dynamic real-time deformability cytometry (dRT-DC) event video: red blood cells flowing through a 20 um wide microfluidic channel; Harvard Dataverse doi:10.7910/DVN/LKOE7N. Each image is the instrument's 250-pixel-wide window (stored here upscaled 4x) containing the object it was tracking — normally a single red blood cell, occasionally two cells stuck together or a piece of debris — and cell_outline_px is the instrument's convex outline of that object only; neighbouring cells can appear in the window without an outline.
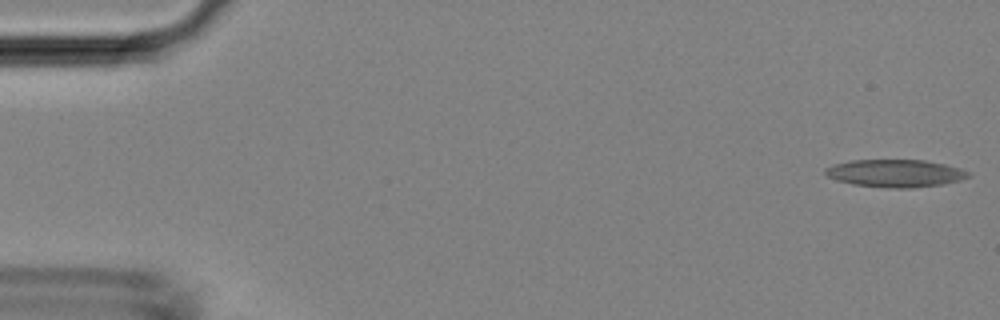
{"species": "Egyptian fruit bat (a non-hibernating species)", "species_latin": "Rousettus aegyptiacus", "temperature_condition": "room temperature", "stored_images_in_passage": 46, "camera_frame_rate_fps": 3000, "um_per_image_px": 0.085, "animal": {"sex": "female"}, "frame": {"image": 1, "passage_image": 1, "time_ms": 0.0, "image_size_px": [1000, 320], "cell_outline_px": [[972, 176], [960, 180], [944, 184], [912, 188], [892, 188], [852, 184], [836, 180], [828, 176], [824, 172], [824, 168], [832, 164], [848, 160], [924, 160], [944, 164], [960, 168], [968, 172]], "centroid_in_image_um": [76.08, 14.72], "position_along_channel_um": 8.9, "area_um2": 23.12}}
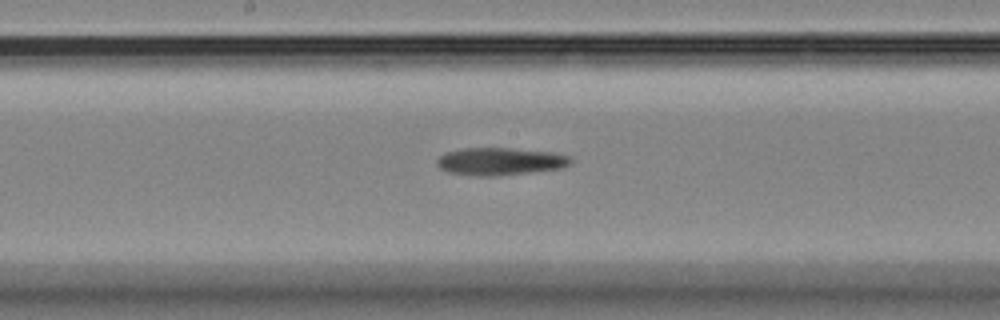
{"frame": {"image": 2, "passage_image": 24, "time_ms": 7.667, "image_size_px": [1000, 320], "cell_outline_px": [[572, 164], [564, 168], [532, 172], [496, 176], [472, 176], [448, 172], [440, 168], [436, 164], [436, 160], [444, 152], [464, 148], [512, 148], [552, 152], [572, 156]], "centroid_in_image_um": [42.54, 13.72], "position_along_channel_um": 205.7, "area_um2": 21.85}}
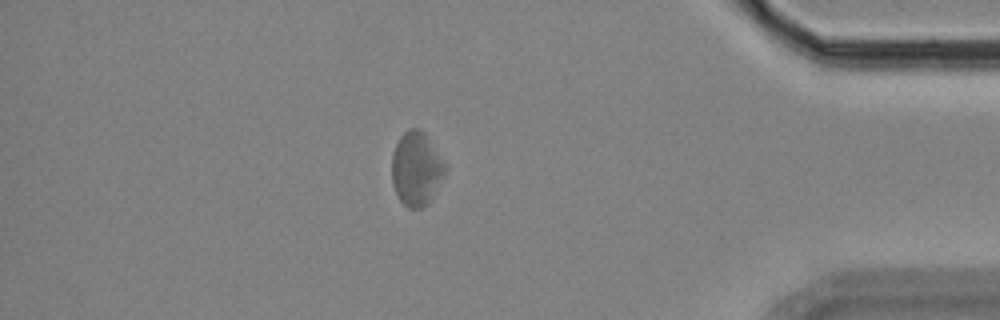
{"frame": {"image": 3, "passage_image": 40, "time_ms": 13.0, "image_size_px": [1000, 320], "cell_outline_px": [[448, 168], [428, 204], [420, 208], [408, 208], [400, 200], [392, 184], [392, 152], [400, 136], [408, 128], [420, 128], [424, 132]], "centroid_in_image_um": [35.38, 14.33], "position_along_channel_um": 399.8, "area_um2": 22.89}}